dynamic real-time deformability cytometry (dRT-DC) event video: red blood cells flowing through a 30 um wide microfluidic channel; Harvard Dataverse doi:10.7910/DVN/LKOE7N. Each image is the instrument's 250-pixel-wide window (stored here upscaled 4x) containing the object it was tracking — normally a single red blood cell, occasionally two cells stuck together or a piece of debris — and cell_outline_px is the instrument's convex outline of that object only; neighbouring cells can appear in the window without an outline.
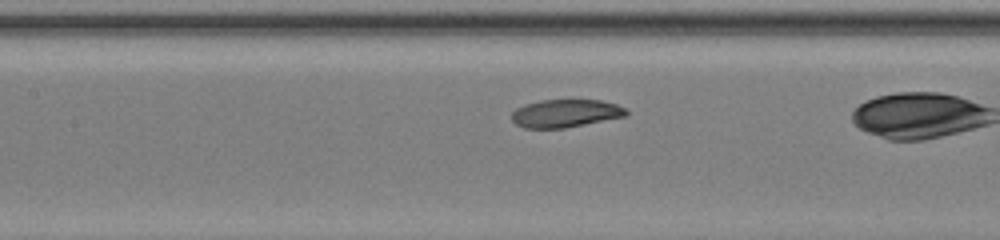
{"species": "common noctule bat (a hibernating species)", "species_latin": "Nyctalus noctula", "temperature_condition": "warm", "stored_images_in_passage": 17, "camera_frame_rate_fps": 3000, "um_per_image_px": 0.085, "animal": {"sex": "female", "body_mass_g": 20.0, "forearm_length_mm": 54.0}, "frame": {"image": 1, "passage_image": 12, "time_ms": 3.667, "image_size_px": [1000, 240], "cell_outline_px": [[628, 116], [564, 128], [524, 128], [516, 124], [512, 120], [512, 112], [516, 108], [524, 104], [540, 100], [600, 100], [616, 104], [624, 108], [628, 112]], "centroid_in_image_um": [48.06, 9.63], "position_along_channel_um": 159.3, "area_um2": 18.67}}
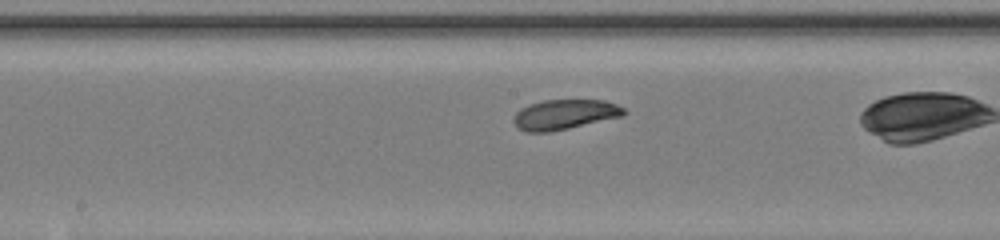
{"frame": {"image": 2, "passage_image": 15, "time_ms": 4.667, "image_size_px": [1000, 240], "cell_outline_px": [[628, 112], [624, 116], [568, 128], [548, 132], [524, 132], [512, 120], [512, 116], [520, 108], [528, 104], [544, 100], [604, 100], [616, 104], [624, 108]], "centroid_in_image_um": [47.99, 9.72], "position_along_channel_um": 200.2, "area_um2": 19.36}}